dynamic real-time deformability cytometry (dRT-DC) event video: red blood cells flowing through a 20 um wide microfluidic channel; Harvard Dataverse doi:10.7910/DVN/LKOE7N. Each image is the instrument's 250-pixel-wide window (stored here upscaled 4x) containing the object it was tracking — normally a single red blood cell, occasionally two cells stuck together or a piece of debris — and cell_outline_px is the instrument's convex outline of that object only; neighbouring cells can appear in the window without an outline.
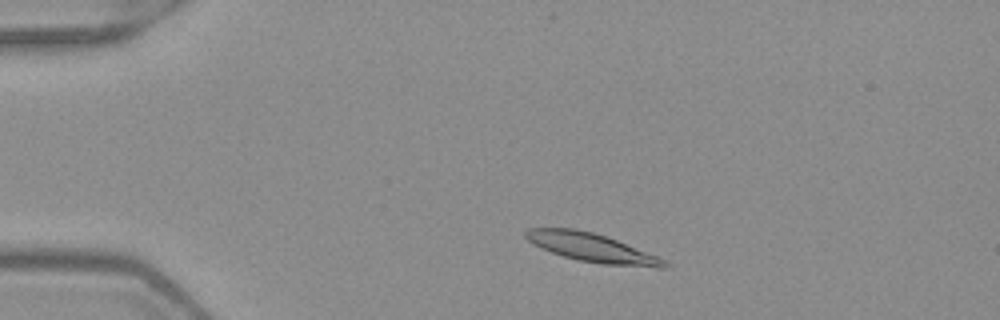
{"species": "Egyptian fruit bat (a non-hibernating species)", "species_latin": "Rousettus aegyptiacus", "temperature_condition": "warm", "stored_images_in_passage": 46, "camera_frame_rate_fps": 3000, "um_per_image_px": 0.085, "frame": {"image": 1, "passage_image": 5, "time_ms": 1.333, "image_size_px": [1000, 320], "cell_outline_px": [[672, 264], [668, 268], [656, 268], [600, 264], [580, 260], [564, 256], [540, 248], [528, 240], [524, 236], [524, 232], [528, 228], [576, 228], [592, 232], [616, 240], [668, 260]], "centroid_in_image_um": [50.37, 21.07], "position_along_channel_um": 34.6, "area_um2": 23.24}}
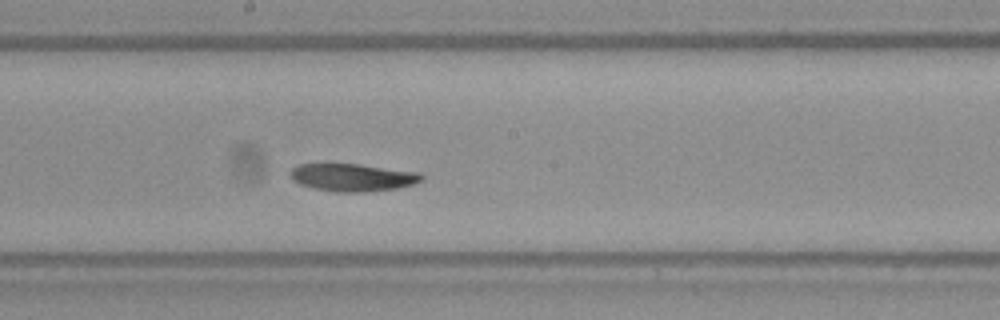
{"frame": {"image": 2, "passage_image": 23, "time_ms": 7.333, "image_size_px": [1000, 320], "cell_outline_px": [[424, 180], [412, 184], [396, 188], [364, 192], [336, 192], [312, 188], [300, 184], [292, 180], [292, 168], [300, 164], [360, 164], [420, 172], [424, 176]], "centroid_in_image_um": [30.01, 15.08], "position_along_channel_um": 218.2, "area_um2": 21.1}}
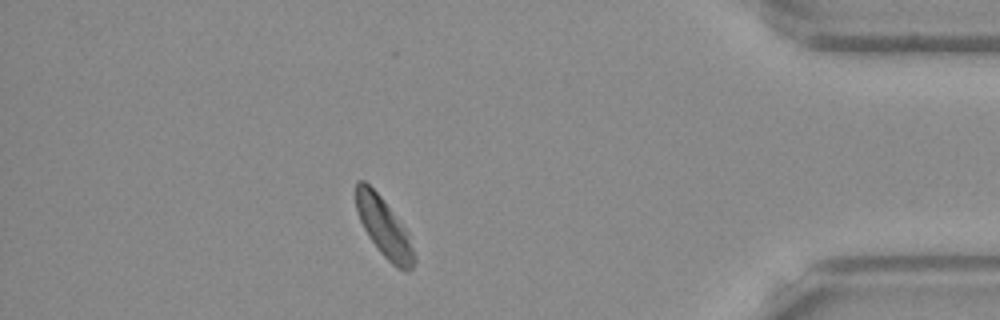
{"frame": {"image": 3, "passage_image": 40, "time_ms": 13.0, "image_size_px": [1000, 320], "cell_outline_px": [[416, 260], [412, 268], [408, 272], [404, 272], [396, 268], [380, 252], [368, 236], [360, 220], [356, 208], [356, 180], [364, 180], [380, 196], [408, 232]], "centroid_in_image_um": [32.65, 19.37], "position_along_channel_um": 402.6, "area_um2": 19.83}, "authors_computed_cell_mechanics": {"area_um2": 21.1837, "velocity_mm_per_s": 3.9329, "shape_relaxation_time_tau1_ms": 7.7313, "shape_relaxation_time_tau2_ms": 5.8023, "deformation_change_tau1": 0.2037, "deformation_change_tau2": 0.1237}}